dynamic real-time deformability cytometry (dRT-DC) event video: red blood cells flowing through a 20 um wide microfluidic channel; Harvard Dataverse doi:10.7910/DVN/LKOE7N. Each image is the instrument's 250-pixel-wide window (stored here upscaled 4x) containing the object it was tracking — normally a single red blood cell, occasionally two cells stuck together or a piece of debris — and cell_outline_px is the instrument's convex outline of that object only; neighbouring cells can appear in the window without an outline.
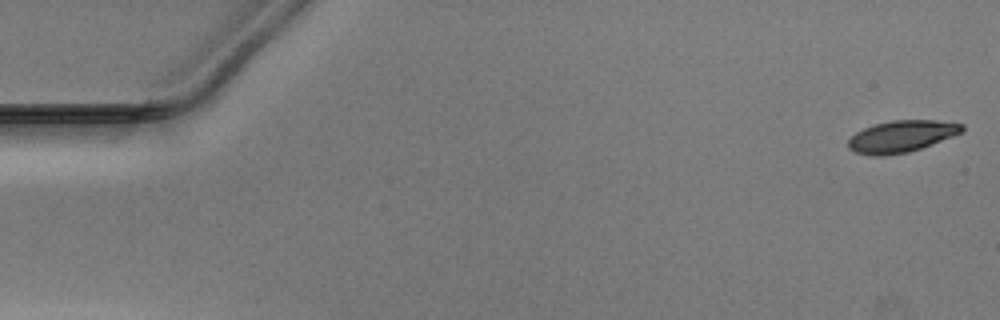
{"species": "Egyptian fruit bat (a non-hibernating species)", "species_latin": "Rousettus aegyptiacus", "temperature_condition": "warm", "stored_images_in_passage": 51, "camera_frame_rate_fps": 3000, "um_per_image_px": 0.085, "animal": {"sex": "male"}, "frame": {"image": 1, "passage_image": 1, "time_ms": 0.0, "image_size_px": [1000, 320], "cell_outline_px": [[964, 128], [960, 132], [952, 136], [920, 148], [908, 152], [880, 156], [876, 156], [856, 152], [848, 148], [848, 140], [856, 132], [864, 128], [876, 124], [892, 120], [936, 120], [964, 124]], "centroid_in_image_um": [76.61, 11.58], "position_along_channel_um": 8.4, "area_um2": 20.69}}
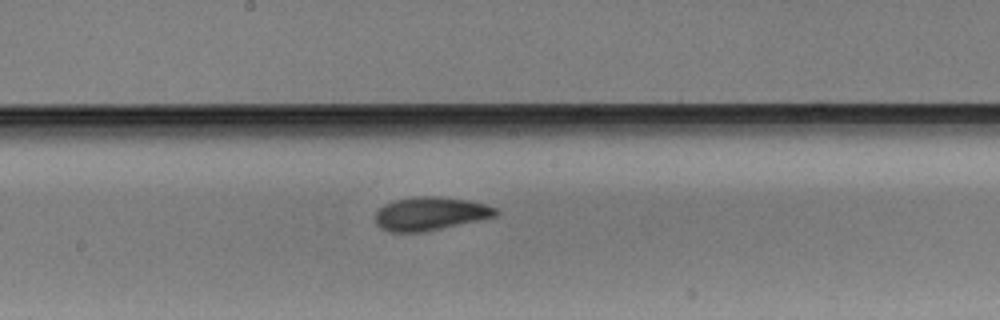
{"frame": {"image": 2, "passage_image": 27, "time_ms": 8.667, "image_size_px": [1000, 320], "cell_outline_px": [[500, 212], [496, 216], [424, 232], [388, 232], [380, 228], [376, 224], [376, 212], [384, 204], [392, 200], [420, 196], [440, 196], [468, 200], [484, 204], [496, 208]], "centroid_in_image_um": [36.55, 18.16], "position_along_channel_um": 211.7, "area_um2": 23.47}}
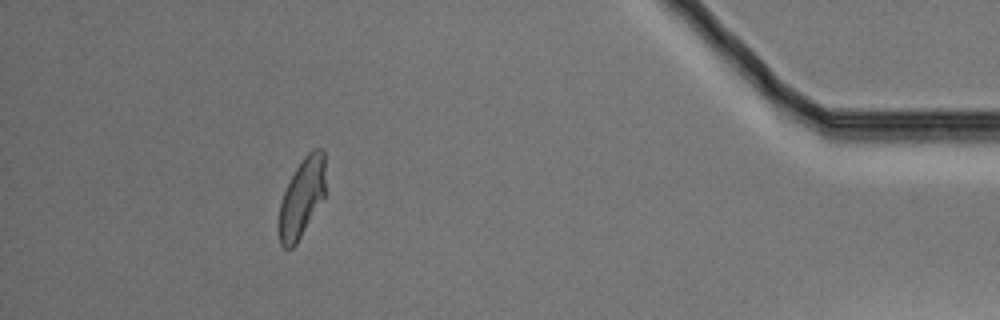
{"frame": {"image": 3, "passage_image": 46, "time_ms": 15.0, "image_size_px": [1000, 320], "cell_outline_px": [[324, 196], [296, 244], [292, 248], [284, 248], [280, 244], [276, 228], [276, 224], [280, 204], [284, 192], [296, 168], [304, 156], [312, 148], [324, 148]], "centroid_in_image_um": [25.61, 16.83], "position_along_channel_um": 409.6, "area_um2": 21.39}}